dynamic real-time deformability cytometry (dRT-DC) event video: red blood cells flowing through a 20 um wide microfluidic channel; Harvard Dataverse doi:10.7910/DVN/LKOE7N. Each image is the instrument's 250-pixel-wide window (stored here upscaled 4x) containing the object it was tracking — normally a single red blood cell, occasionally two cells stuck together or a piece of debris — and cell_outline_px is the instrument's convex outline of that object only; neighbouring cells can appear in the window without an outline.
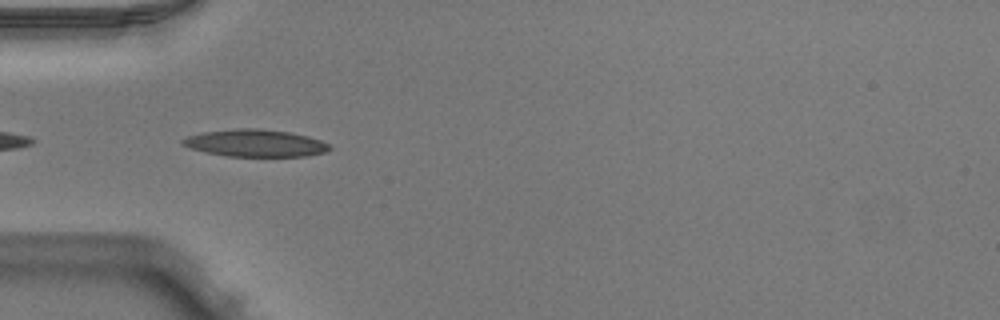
{"species": "Egyptian fruit bat (a non-hibernating species)", "species_latin": "Rousettus aegyptiacus", "temperature_condition": "warm", "stored_images_in_passage": 5, "camera_frame_rate_fps": 3000, "um_per_image_px": 0.085, "animal": {"sex": "male"}, "frame": {"image": 1, "passage_image": 2, "time_ms": 0.333, "image_size_px": [1000, 320], "cell_outline_px": [[332, 148], [324, 152], [304, 156], [228, 156], [208, 152], [192, 148], [180, 144], [180, 140], [188, 136], [204, 132], [236, 128], [260, 128], [288, 132], [308, 136], [320, 140], [328, 144]], "centroid_in_image_um": [21.69, 12.15], "position_along_channel_um": 63.3, "area_um2": 23.06}}